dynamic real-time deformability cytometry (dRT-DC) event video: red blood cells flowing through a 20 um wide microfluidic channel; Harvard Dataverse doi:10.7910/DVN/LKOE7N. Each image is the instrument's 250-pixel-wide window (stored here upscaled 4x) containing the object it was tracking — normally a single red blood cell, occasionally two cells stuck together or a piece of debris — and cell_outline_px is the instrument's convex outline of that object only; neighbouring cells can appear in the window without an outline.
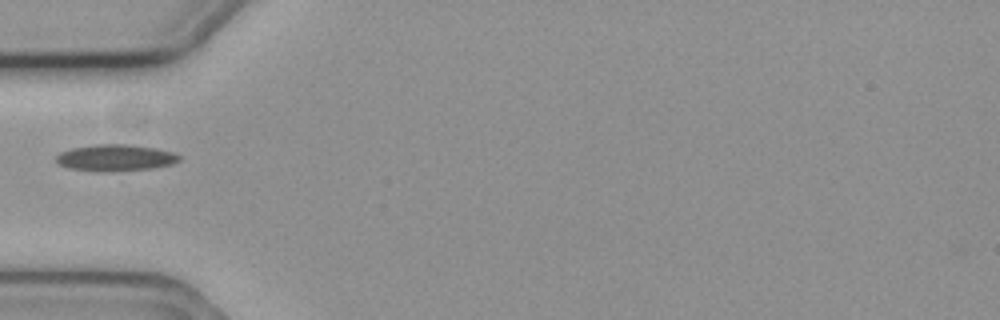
{"species": "common noctule bat (a hibernating species)", "species_latin": "Nyctalus noctula", "temperature_condition": "cold", "stored_images_in_passage": 7, "camera_frame_rate_fps": 3000, "um_per_image_px": 0.085, "animal": {"sex": "female", "body_mass_g": 19.3, "forearm_length_mm": 54.1}, "frame": {"image": 1, "passage_image": 6, "time_ms": 1.667, "image_size_px": [1000, 320], "cell_outline_px": [[180, 160], [172, 164], [148, 168], [68, 168], [60, 164], [56, 160], [56, 156], [60, 152], [72, 148], [96, 144], [128, 144], [156, 148], [176, 152], [180, 156]], "centroid_in_image_um": [9.87, 13.33], "position_along_channel_um": 75.1, "area_um2": 17.8}}